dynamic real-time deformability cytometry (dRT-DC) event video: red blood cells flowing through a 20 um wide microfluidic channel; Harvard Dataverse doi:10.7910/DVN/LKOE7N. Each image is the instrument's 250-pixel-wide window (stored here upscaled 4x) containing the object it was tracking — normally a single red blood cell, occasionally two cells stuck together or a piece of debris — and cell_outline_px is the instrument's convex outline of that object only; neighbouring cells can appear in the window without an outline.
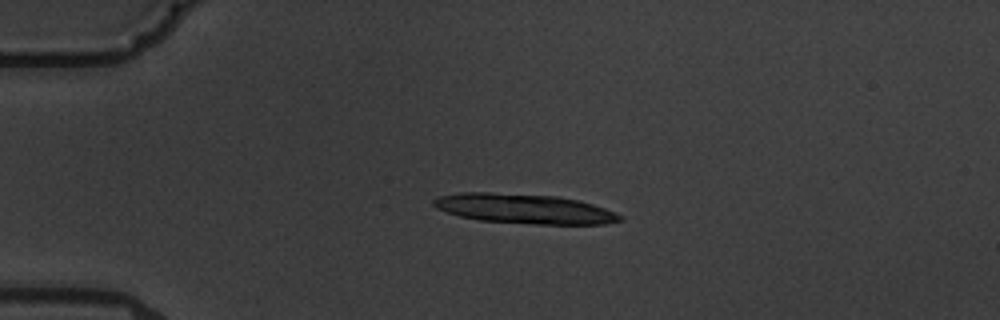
{"species": "common noctule bat (a hibernating species)", "species_latin": "Nyctalus noctula", "temperature_condition": "warm", "stored_images_in_passage": 2, "camera_frame_rate_fps": 3000, "um_per_image_px": 0.085, "animal": {"sex": "male", "body_mass_g": 19.5, "forearm_length_mm": 54.6}, "frame": {"image": 1, "passage_image": 1, "time_ms": 0.0, "image_size_px": [1000, 320], "cell_outline_px": [[624, 220], [604, 224], [532, 224], [480, 220], [460, 216], [436, 208], [432, 204], [432, 200], [436, 196], [460, 192], [488, 192], [556, 196], [576, 200], [592, 204], [616, 212], [624, 216]], "centroid_in_image_um": [44.56, 17.74], "position_along_channel_um": 40.4, "area_um2": 32.31}}